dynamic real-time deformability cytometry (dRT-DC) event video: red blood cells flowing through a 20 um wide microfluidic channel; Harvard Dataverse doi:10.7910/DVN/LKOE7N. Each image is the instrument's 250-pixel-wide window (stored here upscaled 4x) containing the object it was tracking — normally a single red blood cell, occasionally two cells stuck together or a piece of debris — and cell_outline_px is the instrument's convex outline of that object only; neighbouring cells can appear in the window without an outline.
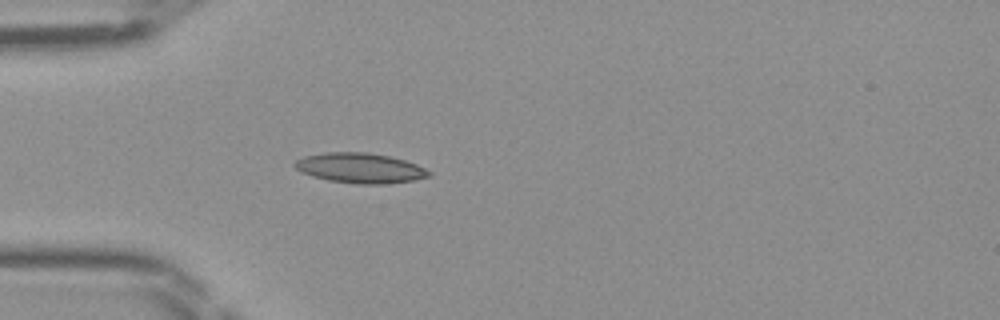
{"species": "Egyptian fruit bat (a non-hibernating species)", "species_latin": "Rousettus aegyptiacus", "temperature_condition": "room temperature", "stored_images_in_passage": 34, "camera_frame_rate_fps": 3000, "um_per_image_px": 0.085, "frame": {"image": 1, "passage_image": 1, "time_ms": 0.0, "image_size_px": [1000, 320], "cell_outline_px": [[432, 176], [412, 180], [384, 184], [356, 184], [328, 180], [312, 176], [296, 168], [292, 164], [296, 160], [304, 156], [324, 152], [368, 152], [388, 156], [404, 160], [416, 164], [432, 172]], "centroid_in_image_um": [30.61, 14.28], "position_along_channel_um": 54.4, "area_um2": 23.47}}
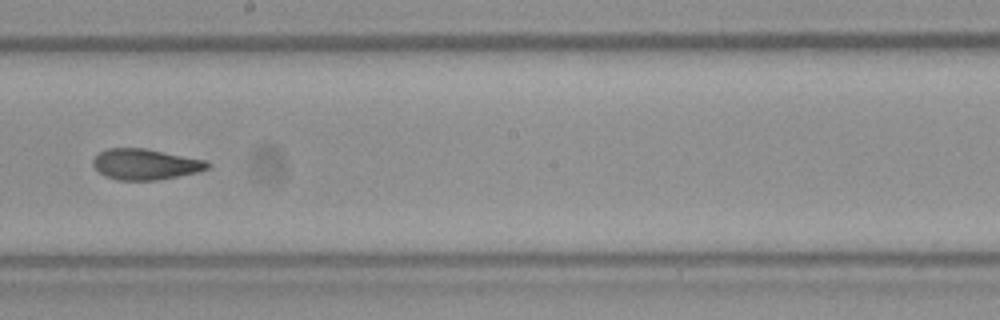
{"frame": {"image": 2, "passage_image": 14, "time_ms": 4.333, "image_size_px": [1000, 320], "cell_outline_px": [[212, 164], [208, 168], [200, 172], [156, 180], [116, 180], [104, 176], [92, 164], [92, 160], [100, 152], [108, 148], [144, 148], [204, 160]], "centroid_in_image_um": [12.35, 13.97], "position_along_channel_um": 235.9, "area_um2": 20.46}}
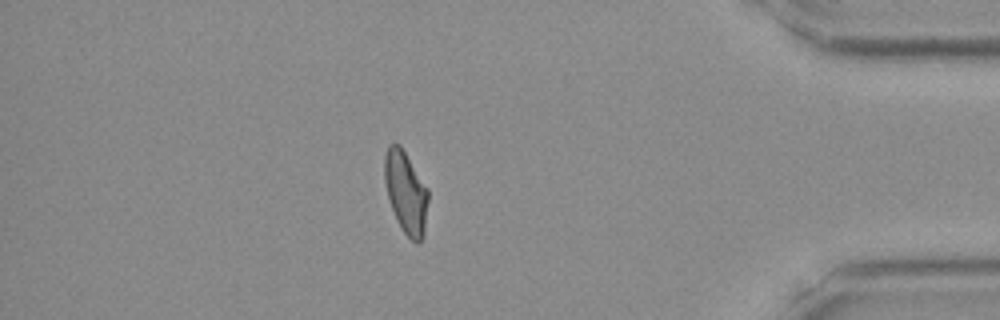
{"frame": {"image": 3, "passage_image": 28, "time_ms": 9.0, "image_size_px": [1000, 320], "cell_outline_px": [[428, 200], [424, 236], [416, 244], [404, 232], [396, 220], [388, 196], [384, 180], [384, 156], [388, 144], [400, 144], [428, 188]], "centroid_in_image_um": [34.5, 16.33], "position_along_channel_um": 400.7, "area_um2": 20.92}}